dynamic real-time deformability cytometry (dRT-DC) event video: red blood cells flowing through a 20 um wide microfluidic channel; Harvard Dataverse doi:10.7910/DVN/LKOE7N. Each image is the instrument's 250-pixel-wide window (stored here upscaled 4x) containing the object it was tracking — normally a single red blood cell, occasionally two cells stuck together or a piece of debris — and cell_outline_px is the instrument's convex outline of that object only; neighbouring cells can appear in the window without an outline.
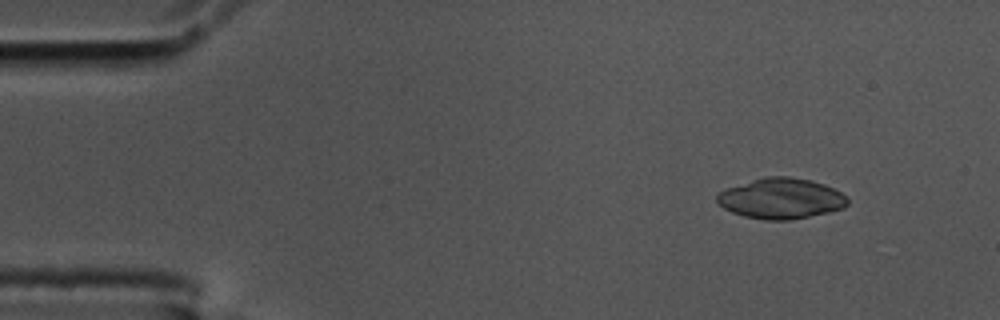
{"species": "common noctule bat (a hibernating species)", "species_latin": "Nyctalus noctula", "temperature_condition": "cold", "stored_images_in_passage": 27, "camera_frame_rate_fps": 3000, "um_per_image_px": 0.085, "animal": {"sex": "male", "body_mass_g": 17.5, "forearm_length_mm": 52.3}, "frame": {"image": 1, "passage_image": 6, "time_ms": 1.667, "image_size_px": [1000, 320], "cell_outline_px": [[848, 204], [844, 208], [828, 212], [788, 220], [764, 220], [744, 216], [732, 212], [724, 208], [716, 200], [716, 196], [724, 188], [764, 176], [788, 176], [812, 180], [824, 184], [848, 196]], "centroid_in_image_um": [66.38, 16.86], "position_along_channel_um": 18.6, "area_um2": 30.98}}
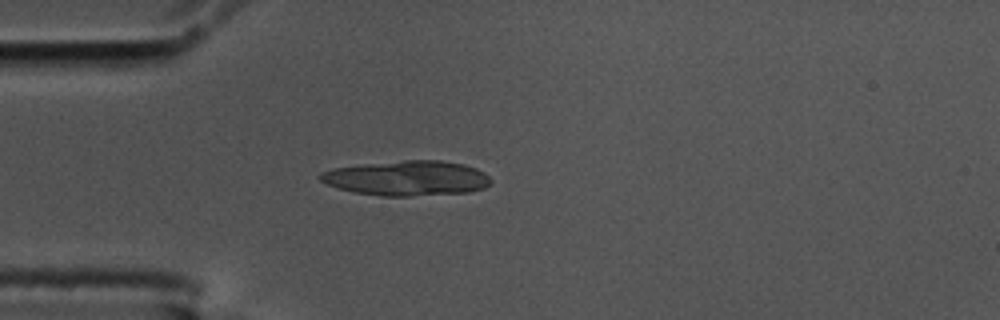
{"frame": {"image": 2, "passage_image": 15, "time_ms": 4.667, "image_size_px": [1000, 320], "cell_outline_px": [[492, 180], [484, 188], [468, 192], [408, 196], [380, 196], [352, 192], [328, 184], [320, 180], [316, 176], [320, 172], [332, 168], [364, 164], [404, 160], [440, 160], [464, 164], [476, 168], [484, 172]], "centroid_in_image_um": [34.57, 15.14], "position_along_channel_um": 50.4, "area_um2": 34.8}}